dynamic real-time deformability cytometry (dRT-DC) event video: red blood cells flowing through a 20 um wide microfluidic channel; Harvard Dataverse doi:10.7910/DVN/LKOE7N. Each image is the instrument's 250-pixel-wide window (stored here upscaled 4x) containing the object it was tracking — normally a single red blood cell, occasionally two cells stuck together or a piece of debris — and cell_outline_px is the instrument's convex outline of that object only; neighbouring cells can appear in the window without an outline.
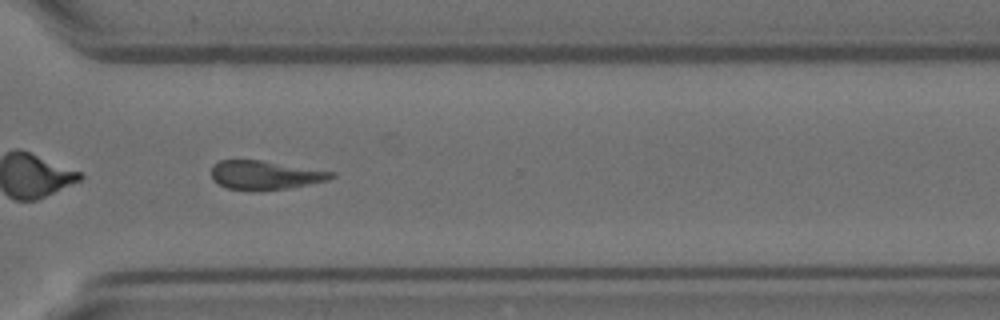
{"species": "Egyptian fruit bat (a non-hibernating species)", "species_latin": "Rousettus aegyptiacus", "temperature_condition": "room temperature", "stored_images_in_passage": 55, "camera_frame_rate_fps": 3000, "um_per_image_px": 0.085, "animal": {"sex": "female"}, "frame": {"image": 1, "passage_image": 40, "time_ms": 13.0, "image_size_px": [1000, 320], "cell_outline_px": [[336, 176], [328, 180], [308, 184], [284, 188], [228, 188], [212, 180], [212, 168], [220, 160], [260, 160], [336, 172]], "centroid_in_image_um": [22.57, 14.84], "position_along_channel_um": 348.0, "area_um2": 19.31}}
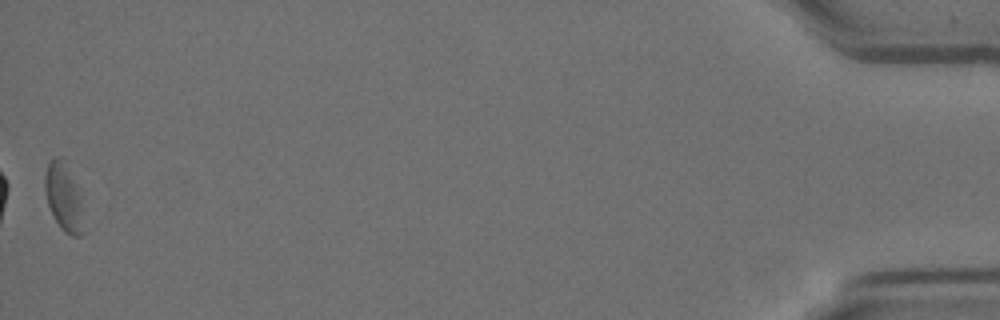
{"frame": {"image": 2, "passage_image": 55, "time_ms": 18.0, "image_size_px": [1000, 320], "cell_outline_px": [[88, 232], [80, 236], [72, 236], [64, 232], [60, 228], [52, 216], [48, 204], [44, 188], [44, 176], [48, 164], [56, 156], [60, 156], [80, 196]], "centroid_in_image_um": [5.45, 16.92], "position_along_channel_um": 429.7, "area_um2": 15.43}, "authors_computed_cell_mechanics": {"area_um2": 20.7502, "velocity_mm_per_s": 3.5507, "shape_relaxation_time_tau1_ms": 6.2308, "shape_relaxation_time_tau2_ms": null, "deformation_change_tau1": 0.1406, "deformation_change_tau2": null}}